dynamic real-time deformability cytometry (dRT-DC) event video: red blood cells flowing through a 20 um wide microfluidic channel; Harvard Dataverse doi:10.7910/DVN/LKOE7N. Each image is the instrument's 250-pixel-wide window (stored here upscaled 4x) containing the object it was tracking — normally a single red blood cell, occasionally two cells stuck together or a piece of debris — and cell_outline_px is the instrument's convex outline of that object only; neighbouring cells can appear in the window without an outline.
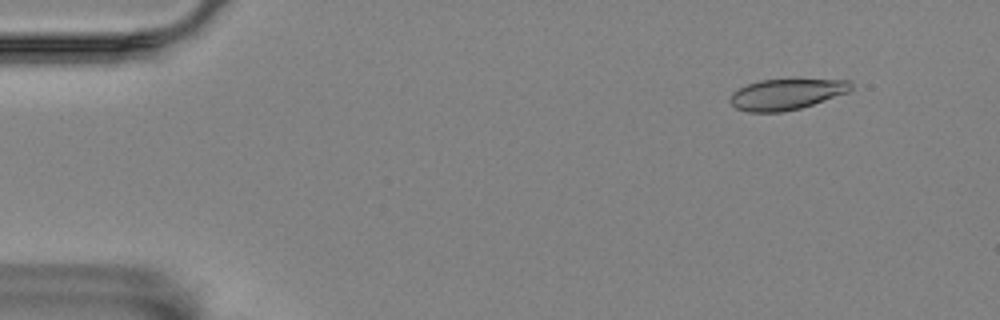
{"species": "Egyptian fruit bat (a non-hibernating species)", "species_latin": "Rousettus aegyptiacus", "temperature_condition": "room temperature", "stored_images_in_passage": 57, "camera_frame_rate_fps": 3000, "um_per_image_px": 0.085, "animal": {"sex": "female"}, "frame": {"image": 1, "passage_image": 6, "time_ms": 1.667, "image_size_px": [1000, 320], "cell_outline_px": [[852, 88], [848, 92], [800, 108], [784, 112], [748, 112], [736, 108], [728, 100], [732, 92], [748, 84], [760, 80], [848, 80], [852, 84]], "centroid_in_image_um": [66.8, 8.02], "position_along_channel_um": 18.2, "area_um2": 21.39}}
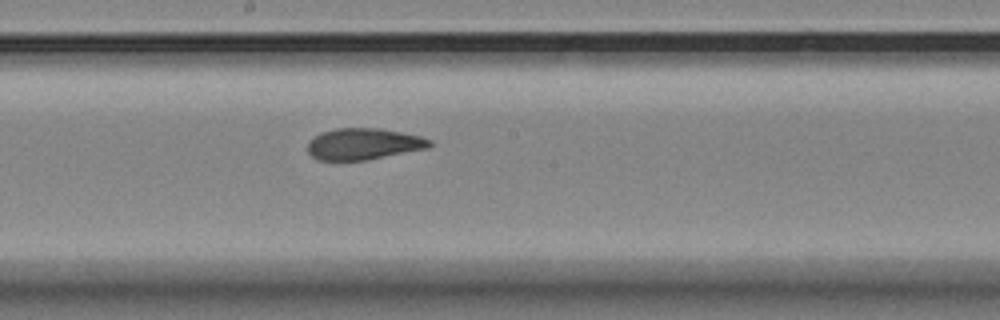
{"frame": {"image": 2, "passage_image": 31, "time_ms": 10.0, "image_size_px": [1000, 320], "cell_outline_px": [[432, 144], [428, 148], [368, 160], [316, 160], [308, 152], [308, 144], [320, 132], [336, 128], [380, 128], [420, 136], [432, 140]], "centroid_in_image_um": [30.91, 12.24], "position_along_channel_um": 217.3, "area_um2": 22.31}}
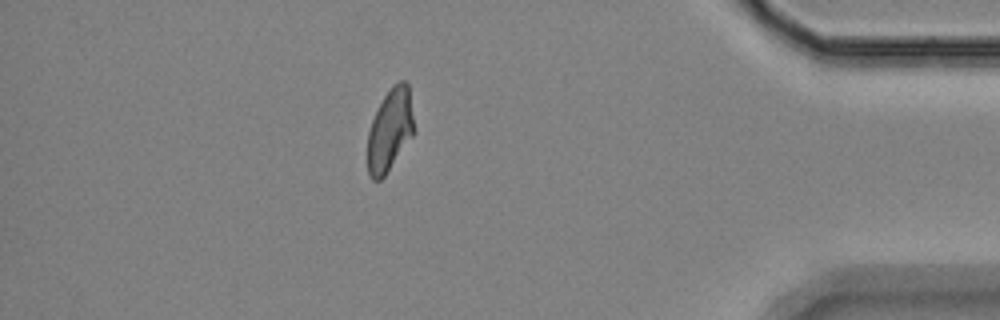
{"frame": {"image": 3, "passage_image": 50, "time_ms": 16.333, "image_size_px": [1000, 320], "cell_outline_px": [[412, 136], [384, 176], [380, 180], [372, 180], [368, 172], [368, 132], [372, 120], [384, 96], [392, 84], [400, 80], [404, 80], [408, 84], [412, 116]], "centroid_in_image_um": [33.12, 11.04], "position_along_channel_um": 402.1, "area_um2": 21.68}, "authors_computed_cell_mechanics": {"area_um2": 22.831, "velocity_mm_per_s": 3.5196, "shape_relaxation_time_tau1_ms": 8.0325, "shape_relaxation_time_tau2_ms": 1.5714, "deformation_change_tau1": 0.2083, "deformation_change_tau2": 0.084}}